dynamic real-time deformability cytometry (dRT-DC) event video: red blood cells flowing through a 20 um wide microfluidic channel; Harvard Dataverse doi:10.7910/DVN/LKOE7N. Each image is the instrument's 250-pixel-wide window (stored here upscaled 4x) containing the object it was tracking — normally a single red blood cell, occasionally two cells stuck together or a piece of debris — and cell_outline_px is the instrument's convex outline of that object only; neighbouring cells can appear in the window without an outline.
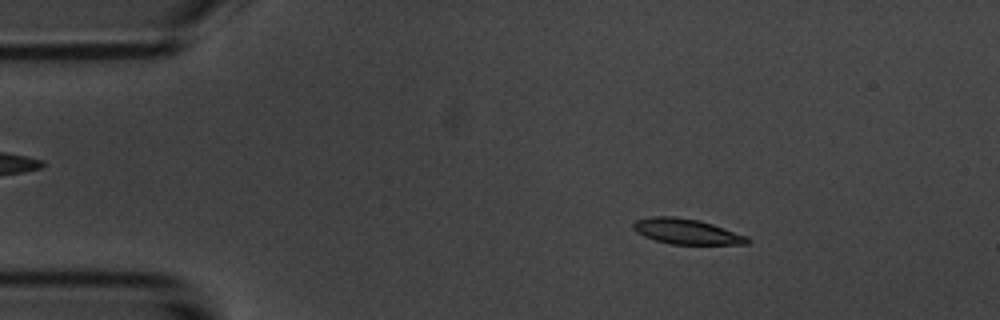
{"species": "common noctule bat (a hibernating species)", "species_latin": "Nyctalus noctula", "temperature_condition": "room temperature", "stored_images_in_passage": 4, "camera_frame_rate_fps": 3000, "um_per_image_px": 0.085, "animal": {"sex": "male", "body_mass_g": 20.1, "forearm_length_mm": 53.5}, "frame": {"image": 1, "passage_image": 2, "time_ms": 1.0, "image_size_px": [1000, 320], "cell_outline_px": [[752, 240], [748, 244], [672, 244], [656, 240], [644, 236], [636, 232], [632, 228], [632, 224], [636, 220], [652, 216], [676, 216], [700, 220], [748, 236]], "centroid_in_image_um": [58.36, 19.67], "position_along_channel_um": 26.6, "area_um2": 16.94}}
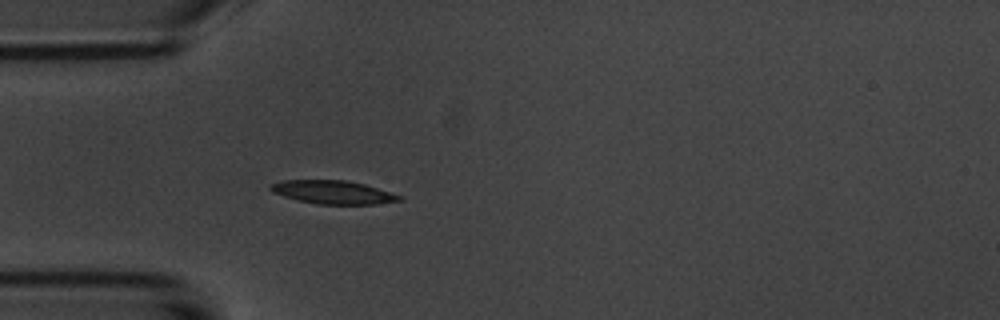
{"frame": {"image": 2, "passage_image": 4, "time_ms": 3.333, "image_size_px": [1000, 320], "cell_outline_px": [[404, 200], [376, 204], [316, 204], [284, 196], [272, 192], [268, 188], [268, 184], [284, 180], [344, 180], [364, 184], [404, 196]], "centroid_in_image_um": [28.32, 16.33], "position_along_channel_um": 56.7, "area_um2": 17.57}}